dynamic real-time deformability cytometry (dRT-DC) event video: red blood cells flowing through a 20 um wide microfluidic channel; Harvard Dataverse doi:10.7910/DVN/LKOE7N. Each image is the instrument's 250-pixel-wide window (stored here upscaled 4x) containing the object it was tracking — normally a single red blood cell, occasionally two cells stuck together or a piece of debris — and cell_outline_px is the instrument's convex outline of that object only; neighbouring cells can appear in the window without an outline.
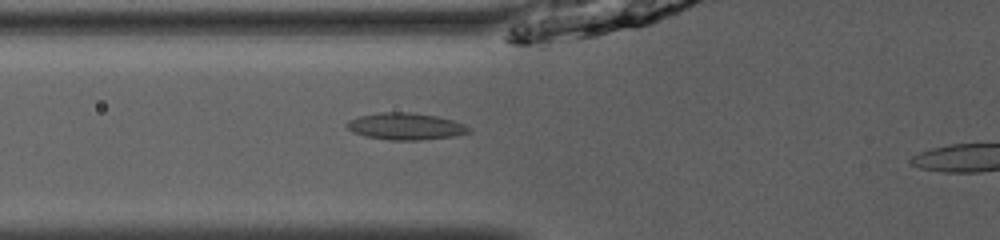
{"species": "common noctule bat (a hibernating species)", "species_latin": "Nyctalus noctula", "temperature_condition": "room temperature", "stored_images_in_passage": 32, "camera_frame_rate_fps": 3000, "um_per_image_px": 0.085, "animal": {"sex": "male", "body_mass_g": 13.0, "forearm_length_mm": 53.1}, "frame": {"image": 1, "passage_image": 6, "time_ms": 1.667, "image_size_px": [1000, 240], "cell_outline_px": [[472, 132], [456, 136], [420, 140], [388, 140], [364, 136], [352, 132], [344, 124], [348, 120], [360, 116], [380, 112], [408, 112], [436, 116], [452, 120], [464, 124], [472, 128]], "centroid_in_image_um": [34.48, 10.75], "position_along_channel_um": 91.3, "area_um2": 19.25}}
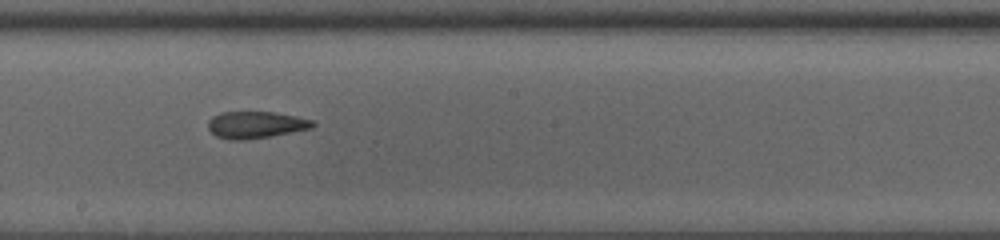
{"frame": {"image": 2, "passage_image": 16, "time_ms": 5.0, "image_size_px": [1000, 240], "cell_outline_px": [[316, 124], [312, 128], [272, 136], [244, 140], [228, 140], [216, 136], [208, 128], [208, 120], [212, 116], [220, 112], [272, 112], [296, 116], [312, 120]], "centroid_in_image_um": [21.72, 10.61], "position_along_channel_um": 226.5, "area_um2": 16.47}}
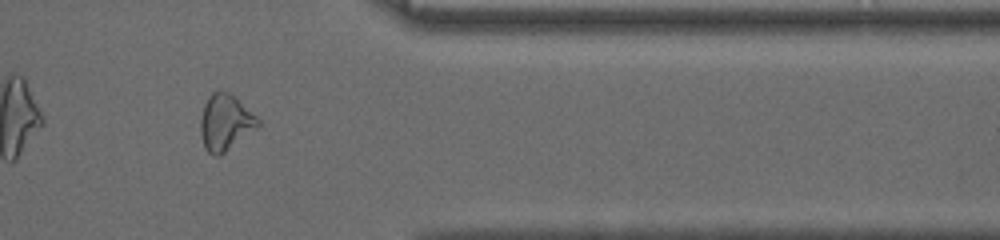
{"frame": {"image": 3, "passage_image": 29, "time_ms": 9.333, "image_size_px": [1000, 240], "cell_outline_px": [[260, 124], [256, 128], [220, 156], [212, 156], [204, 148], [200, 132], [200, 120], [204, 104], [208, 96], [212, 92], [228, 92], [256, 116], [260, 120]], "centroid_in_image_um": [19.11, 10.44], "position_along_channel_um": 392.3, "area_um2": 18.5}}